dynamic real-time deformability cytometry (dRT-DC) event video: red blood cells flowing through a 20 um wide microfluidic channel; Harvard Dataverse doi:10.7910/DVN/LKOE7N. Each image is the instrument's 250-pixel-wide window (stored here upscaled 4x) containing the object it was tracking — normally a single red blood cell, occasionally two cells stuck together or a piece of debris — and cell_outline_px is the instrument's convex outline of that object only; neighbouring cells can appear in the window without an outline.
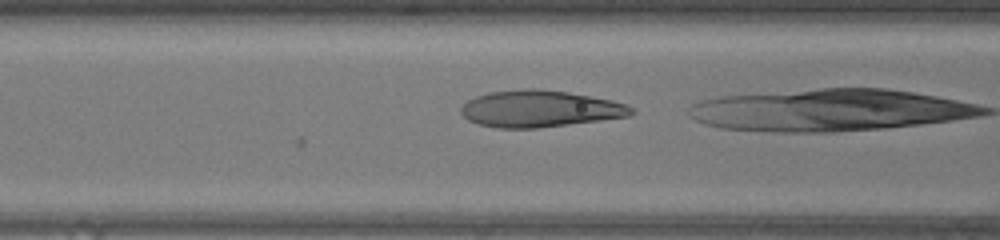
{"species": "human", "species_latin": "Homo sapiens", "temperature_condition": "warm", "stored_images_in_passage": 4, "camera_frame_rate_fps": 3000, "um_per_image_px": 0.085, "donor": {"sex": "female"}, "frame": {"image": 1, "passage_image": 3, "time_ms": 0.667, "image_size_px": [1000, 240], "cell_outline_px": [[636, 112], [632, 116], [536, 128], [496, 128], [480, 124], [468, 120], [460, 112], [460, 108], [468, 100], [476, 96], [488, 92], [524, 88], [536, 88], [568, 92], [612, 100], [624, 104], [632, 108]], "centroid_in_image_um": [45.88, 9.24], "position_along_channel_um": 120.7, "area_um2": 36.41}}